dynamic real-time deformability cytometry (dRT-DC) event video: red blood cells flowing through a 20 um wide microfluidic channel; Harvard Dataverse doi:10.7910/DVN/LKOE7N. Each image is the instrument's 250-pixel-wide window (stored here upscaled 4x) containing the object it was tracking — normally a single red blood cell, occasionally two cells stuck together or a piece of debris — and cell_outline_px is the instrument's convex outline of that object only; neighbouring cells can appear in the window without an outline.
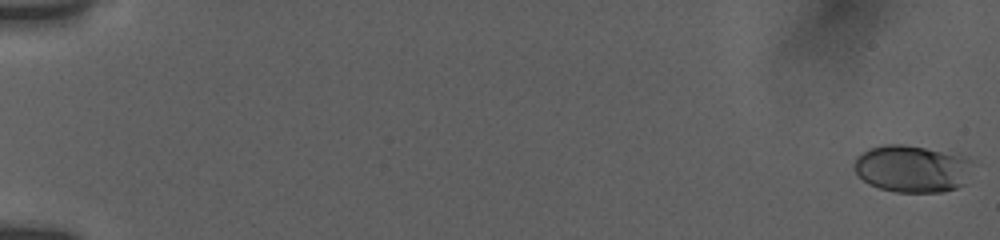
{"species": "human", "species_latin": "Homo sapiens", "temperature_condition": "room temperature", "stored_images_in_passage": 33, "camera_frame_rate_fps": 3000, "um_per_image_px": 0.085, "donor": {"sex": "female"}, "frame": {"image": 1, "passage_image": 1, "time_ms": 0.0, "image_size_px": [1000, 240], "cell_outline_px": [[972, 160], [964, 184], [956, 188], [944, 192], [896, 192], [880, 188], [868, 184], [856, 172], [852, 164], [856, 156], [868, 148], [884, 144], [904, 144], [964, 156]], "centroid_in_image_um": [77.47, 14.34], "position_along_channel_um": 7.5, "area_um2": 32.48}}
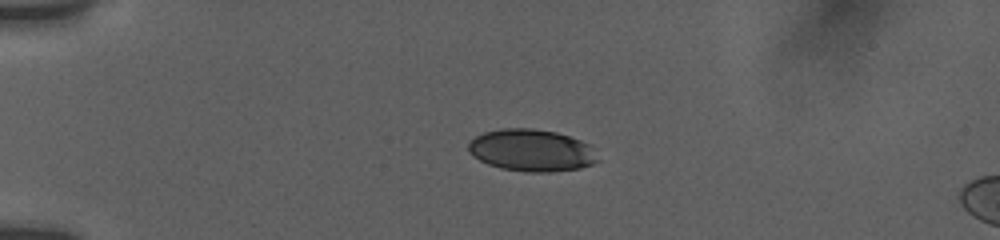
{"frame": {"image": 2, "passage_image": 24, "time_ms": 4.667, "image_size_px": [1000, 240], "cell_outline_px": [[600, 160], [592, 164], [580, 168], [548, 172], [528, 172], [500, 168], [488, 164], [472, 156], [468, 152], [468, 140], [484, 132], [500, 128], [532, 128], [556, 132], [580, 140], [588, 144]], "centroid_in_image_um": [45.13, 12.77], "position_along_channel_um": 39.9, "area_um2": 31.79}}